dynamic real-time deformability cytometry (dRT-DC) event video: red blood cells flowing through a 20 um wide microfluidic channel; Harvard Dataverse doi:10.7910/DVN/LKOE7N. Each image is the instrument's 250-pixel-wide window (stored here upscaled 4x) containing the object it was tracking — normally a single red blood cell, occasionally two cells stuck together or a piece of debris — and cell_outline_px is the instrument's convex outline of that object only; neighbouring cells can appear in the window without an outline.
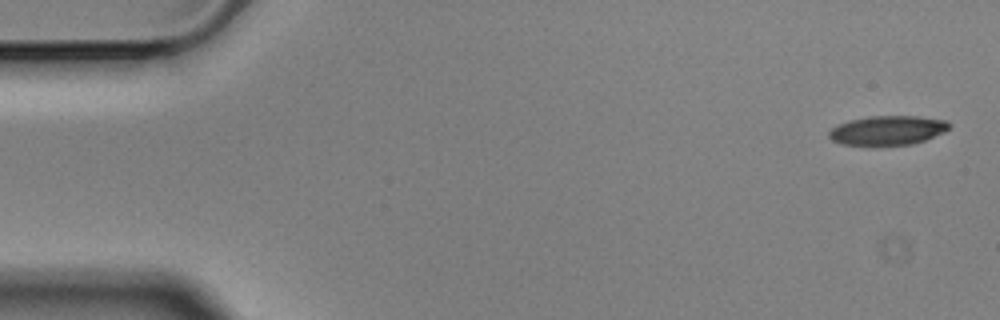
{"species": "Egyptian fruit bat (a non-hibernating species)", "species_latin": "Rousettus aegyptiacus", "temperature_condition": "cold", "stored_images_in_passage": 4, "camera_frame_rate_fps": 3000, "um_per_image_px": 0.085, "animal": {"sex": "male"}, "frame": {"image": 1, "passage_image": 1, "time_ms": 0.0, "image_size_px": [1000, 320], "cell_outline_px": [[952, 124], [944, 132], [924, 140], [912, 144], [872, 148], [840, 144], [832, 140], [828, 136], [828, 132], [832, 128], [840, 124], [852, 120], [872, 116], [920, 116], [948, 120]], "centroid_in_image_um": [75.44, 11.12], "position_along_channel_um": 9.6, "area_um2": 21.21}}
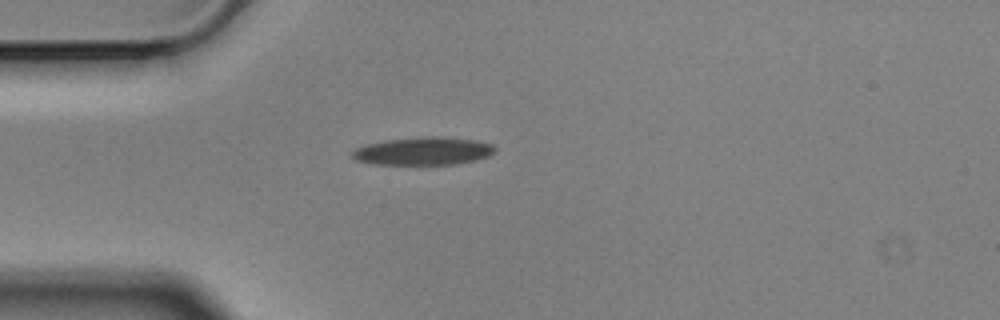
{"frame": {"image": 2, "passage_image": 4, "time_ms": 1.0, "image_size_px": [1000, 320], "cell_outline_px": [[496, 152], [488, 156], [476, 160], [456, 164], [376, 164], [356, 160], [352, 156], [352, 152], [356, 148], [368, 144], [388, 140], [432, 136], [472, 140], [492, 144], [496, 148]], "centroid_in_image_um": [36.01, 12.85], "position_along_channel_um": 49.0, "area_um2": 22.77}}